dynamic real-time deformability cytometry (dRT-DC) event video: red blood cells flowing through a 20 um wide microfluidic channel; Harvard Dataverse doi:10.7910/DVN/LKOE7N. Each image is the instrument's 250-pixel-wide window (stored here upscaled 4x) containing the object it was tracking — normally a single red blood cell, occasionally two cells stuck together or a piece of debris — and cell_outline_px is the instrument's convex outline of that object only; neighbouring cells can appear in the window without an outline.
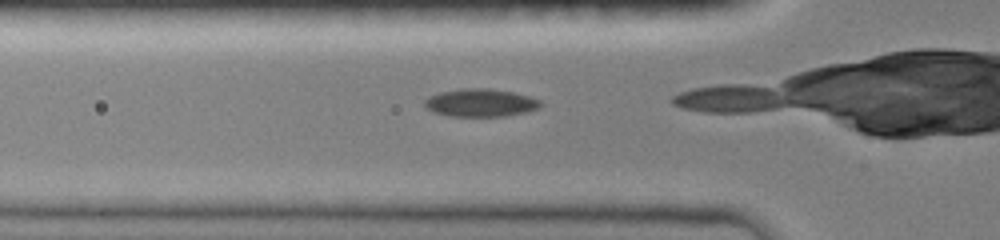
{"species": "common noctule bat (a hibernating species)", "species_latin": "Nyctalus noctula", "temperature_condition": "room temperature", "stored_images_in_passage": 9, "camera_frame_rate_fps": 3000, "um_per_image_px": 0.085, "animal": {"sex": "female", "body_mass_g": 19.0, "forearm_length_mm": 51.5}, "frame": {"image": 1, "passage_image": 8, "time_ms": 2.333, "image_size_px": [1000, 240], "cell_outline_px": [[544, 104], [540, 108], [528, 112], [504, 116], [448, 116], [432, 112], [424, 104], [424, 100], [428, 96], [440, 92], [464, 88], [488, 88], [512, 92], [528, 96], [540, 100]], "centroid_in_image_um": [40.86, 8.74], "position_along_channel_um": 84.9, "area_um2": 18.96}}